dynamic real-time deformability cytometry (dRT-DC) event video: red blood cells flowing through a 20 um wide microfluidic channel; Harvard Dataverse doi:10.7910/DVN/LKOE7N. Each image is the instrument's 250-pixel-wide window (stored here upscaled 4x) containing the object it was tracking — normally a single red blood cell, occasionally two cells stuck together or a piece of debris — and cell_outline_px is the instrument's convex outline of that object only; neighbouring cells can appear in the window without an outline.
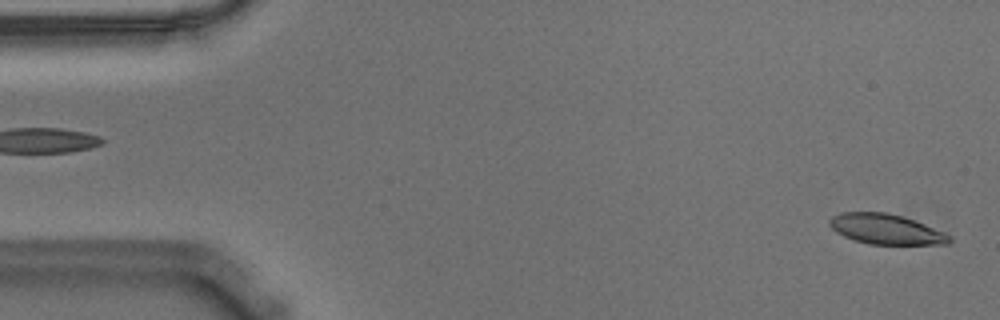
{"species": "Egyptian fruit bat (a non-hibernating species)", "species_latin": "Rousettus aegyptiacus", "temperature_condition": "warm", "stored_images_in_passage": 16, "camera_frame_rate_fps": 3000, "um_per_image_px": 0.085, "animal": {"sex": "male"}, "frame": {"image": 1, "passage_image": 1, "time_ms": 0.0, "image_size_px": [1000, 320], "cell_outline_px": [[952, 240], [948, 244], [868, 244], [852, 240], [836, 232], [828, 224], [828, 220], [832, 216], [840, 212], [884, 212], [900, 216], [924, 224], [944, 232], [952, 236]], "centroid_in_image_um": [75.27, 19.48], "position_along_channel_um": 9.7, "area_um2": 21.04}}
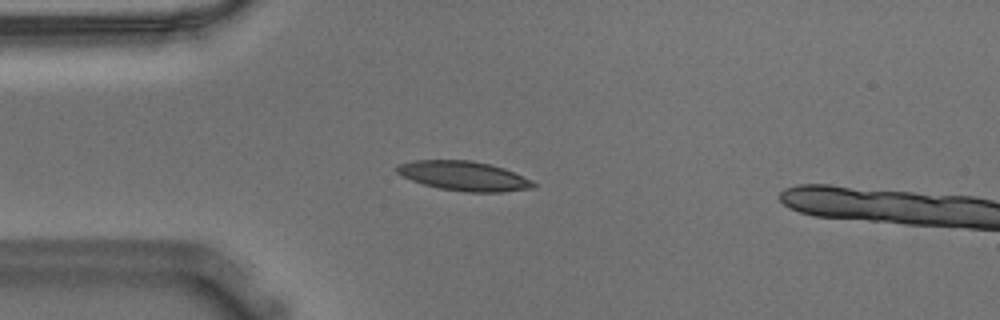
{"frame": {"image": 2, "passage_image": 13, "time_ms": 4.0, "image_size_px": [1000, 320], "cell_outline_px": [[536, 184], [532, 188], [504, 192], [464, 192], [436, 188], [412, 180], [396, 172], [392, 168], [396, 164], [412, 160], [472, 160], [504, 168], [532, 180]], "centroid_in_image_um": [39.38, 14.95], "position_along_channel_um": 45.6, "area_um2": 23.64}}